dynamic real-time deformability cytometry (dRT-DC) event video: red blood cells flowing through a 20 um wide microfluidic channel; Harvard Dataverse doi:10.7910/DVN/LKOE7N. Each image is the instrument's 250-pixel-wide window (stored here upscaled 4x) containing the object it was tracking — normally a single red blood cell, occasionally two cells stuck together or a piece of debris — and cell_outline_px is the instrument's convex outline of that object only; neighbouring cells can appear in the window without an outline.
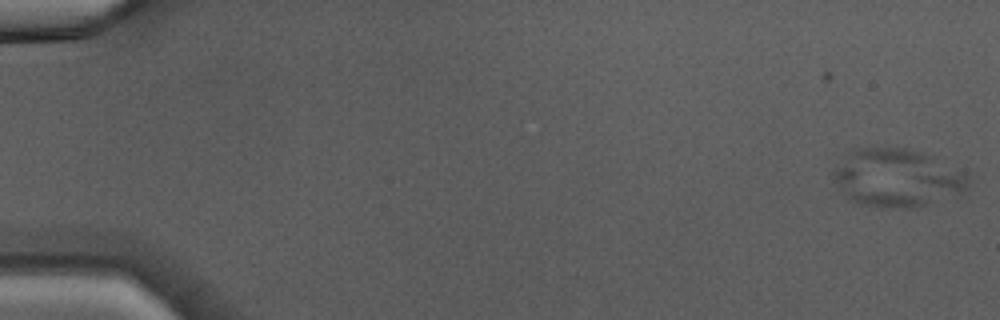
{"species": "Egyptian fruit bat (a non-hibernating species)", "species_latin": "Rousettus aegyptiacus", "temperature_condition": "warm", "stored_images_in_passage": 5, "camera_frame_rate_fps": 3000, "um_per_image_px": 0.085, "animal": {"sex": "male"}, "frame": {"image": 1, "passage_image": 1, "time_ms": 0.0, "image_size_px": [1000, 320], "cell_outline_px": [[972, 184], [964, 192], [956, 196], [916, 208], [892, 208], [860, 204], [852, 200], [844, 192], [832, 176], [832, 172], [848, 152], [852, 148], [904, 148], [924, 152], [936, 156], [964, 176]], "centroid_in_image_um": [76.28, 15.12], "position_along_channel_um": 8.7, "area_um2": 45.43}}
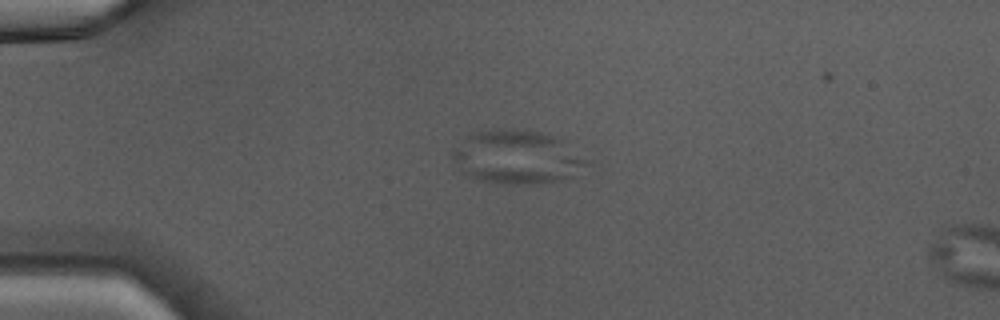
{"frame": {"image": 2, "passage_image": 4, "time_ms": 3.667, "image_size_px": [1000, 320], "cell_outline_px": [[588, 160], [572, 176], [556, 180], [536, 184], [500, 184], [476, 180], [468, 176], [460, 168], [452, 156], [452, 148], [464, 136], [476, 132], [496, 128], [516, 128], [536, 132], [552, 136], [560, 140]], "centroid_in_image_um": [43.83, 13.34], "position_along_channel_um": 41.2, "area_um2": 41.5}}